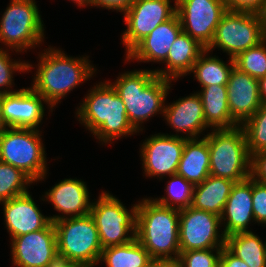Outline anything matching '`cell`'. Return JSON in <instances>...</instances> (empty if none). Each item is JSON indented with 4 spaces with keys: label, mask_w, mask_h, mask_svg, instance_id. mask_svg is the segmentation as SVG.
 Masks as SVG:
<instances>
[{
    "label": "cell",
    "mask_w": 266,
    "mask_h": 267,
    "mask_svg": "<svg viewBox=\"0 0 266 267\" xmlns=\"http://www.w3.org/2000/svg\"><path fill=\"white\" fill-rule=\"evenodd\" d=\"M89 91L77 108L76 116L96 139L109 144L119 137L137 133L127 118L123 100L109 81L98 83Z\"/></svg>",
    "instance_id": "obj_1"
},
{
    "label": "cell",
    "mask_w": 266,
    "mask_h": 267,
    "mask_svg": "<svg viewBox=\"0 0 266 267\" xmlns=\"http://www.w3.org/2000/svg\"><path fill=\"white\" fill-rule=\"evenodd\" d=\"M39 59L31 88L45 99L51 111L70 91L89 80L96 71L87 56L68 57L62 50L50 46L44 49Z\"/></svg>",
    "instance_id": "obj_2"
},
{
    "label": "cell",
    "mask_w": 266,
    "mask_h": 267,
    "mask_svg": "<svg viewBox=\"0 0 266 267\" xmlns=\"http://www.w3.org/2000/svg\"><path fill=\"white\" fill-rule=\"evenodd\" d=\"M172 80L157 76L154 70H134L120 74L111 85L123 100L132 127L142 131V123L164 114L165 99Z\"/></svg>",
    "instance_id": "obj_3"
},
{
    "label": "cell",
    "mask_w": 266,
    "mask_h": 267,
    "mask_svg": "<svg viewBox=\"0 0 266 267\" xmlns=\"http://www.w3.org/2000/svg\"><path fill=\"white\" fill-rule=\"evenodd\" d=\"M135 238L151 258H179V210L160 205L153 198L138 201Z\"/></svg>",
    "instance_id": "obj_4"
},
{
    "label": "cell",
    "mask_w": 266,
    "mask_h": 267,
    "mask_svg": "<svg viewBox=\"0 0 266 267\" xmlns=\"http://www.w3.org/2000/svg\"><path fill=\"white\" fill-rule=\"evenodd\" d=\"M54 223L60 263L94 267L103 250L93 217H68Z\"/></svg>",
    "instance_id": "obj_5"
},
{
    "label": "cell",
    "mask_w": 266,
    "mask_h": 267,
    "mask_svg": "<svg viewBox=\"0 0 266 267\" xmlns=\"http://www.w3.org/2000/svg\"><path fill=\"white\" fill-rule=\"evenodd\" d=\"M204 135L210 154V175L241 182L251 177V156L241 126L212 129Z\"/></svg>",
    "instance_id": "obj_6"
},
{
    "label": "cell",
    "mask_w": 266,
    "mask_h": 267,
    "mask_svg": "<svg viewBox=\"0 0 266 267\" xmlns=\"http://www.w3.org/2000/svg\"><path fill=\"white\" fill-rule=\"evenodd\" d=\"M39 129L7 127L0 133V161L20 169L34 183L47 174Z\"/></svg>",
    "instance_id": "obj_7"
},
{
    "label": "cell",
    "mask_w": 266,
    "mask_h": 267,
    "mask_svg": "<svg viewBox=\"0 0 266 267\" xmlns=\"http://www.w3.org/2000/svg\"><path fill=\"white\" fill-rule=\"evenodd\" d=\"M35 0H11L0 20V43L13 51L35 49L44 40V24Z\"/></svg>",
    "instance_id": "obj_8"
},
{
    "label": "cell",
    "mask_w": 266,
    "mask_h": 267,
    "mask_svg": "<svg viewBox=\"0 0 266 267\" xmlns=\"http://www.w3.org/2000/svg\"><path fill=\"white\" fill-rule=\"evenodd\" d=\"M137 205L128 210L118 198L105 191L92 202L90 215L98 229L102 248L124 245L135 239Z\"/></svg>",
    "instance_id": "obj_9"
},
{
    "label": "cell",
    "mask_w": 266,
    "mask_h": 267,
    "mask_svg": "<svg viewBox=\"0 0 266 267\" xmlns=\"http://www.w3.org/2000/svg\"><path fill=\"white\" fill-rule=\"evenodd\" d=\"M266 38V28L260 14L226 11L217 25L214 39L207 48H220L231 58L258 45Z\"/></svg>",
    "instance_id": "obj_10"
},
{
    "label": "cell",
    "mask_w": 266,
    "mask_h": 267,
    "mask_svg": "<svg viewBox=\"0 0 266 267\" xmlns=\"http://www.w3.org/2000/svg\"><path fill=\"white\" fill-rule=\"evenodd\" d=\"M221 219L192 206L179 210L180 253L188 250L223 248L226 237L220 234Z\"/></svg>",
    "instance_id": "obj_11"
},
{
    "label": "cell",
    "mask_w": 266,
    "mask_h": 267,
    "mask_svg": "<svg viewBox=\"0 0 266 267\" xmlns=\"http://www.w3.org/2000/svg\"><path fill=\"white\" fill-rule=\"evenodd\" d=\"M226 11L223 0H176V13L183 32L206 49L213 41L217 25Z\"/></svg>",
    "instance_id": "obj_12"
},
{
    "label": "cell",
    "mask_w": 266,
    "mask_h": 267,
    "mask_svg": "<svg viewBox=\"0 0 266 267\" xmlns=\"http://www.w3.org/2000/svg\"><path fill=\"white\" fill-rule=\"evenodd\" d=\"M135 0L123 14L127 29L122 34L126 55L159 24L176 14V0Z\"/></svg>",
    "instance_id": "obj_13"
},
{
    "label": "cell",
    "mask_w": 266,
    "mask_h": 267,
    "mask_svg": "<svg viewBox=\"0 0 266 267\" xmlns=\"http://www.w3.org/2000/svg\"><path fill=\"white\" fill-rule=\"evenodd\" d=\"M11 243L13 266L54 267L60 263L53 222L42 230L14 237Z\"/></svg>",
    "instance_id": "obj_14"
},
{
    "label": "cell",
    "mask_w": 266,
    "mask_h": 267,
    "mask_svg": "<svg viewBox=\"0 0 266 267\" xmlns=\"http://www.w3.org/2000/svg\"><path fill=\"white\" fill-rule=\"evenodd\" d=\"M186 138L174 134H154L141 145V159L146 177L177 174Z\"/></svg>",
    "instance_id": "obj_15"
},
{
    "label": "cell",
    "mask_w": 266,
    "mask_h": 267,
    "mask_svg": "<svg viewBox=\"0 0 266 267\" xmlns=\"http://www.w3.org/2000/svg\"><path fill=\"white\" fill-rule=\"evenodd\" d=\"M47 102L31 87L2 94V117L7 127L38 129Z\"/></svg>",
    "instance_id": "obj_16"
},
{
    "label": "cell",
    "mask_w": 266,
    "mask_h": 267,
    "mask_svg": "<svg viewBox=\"0 0 266 267\" xmlns=\"http://www.w3.org/2000/svg\"><path fill=\"white\" fill-rule=\"evenodd\" d=\"M89 197L86 182L65 178L48 190L44 199L41 200L49 201L54 206V210L63 214L49 217L51 222H55L63 218L82 217L90 214L92 202Z\"/></svg>",
    "instance_id": "obj_17"
},
{
    "label": "cell",
    "mask_w": 266,
    "mask_h": 267,
    "mask_svg": "<svg viewBox=\"0 0 266 267\" xmlns=\"http://www.w3.org/2000/svg\"><path fill=\"white\" fill-rule=\"evenodd\" d=\"M226 87L232 119L241 126L262 105L259 81L234 66Z\"/></svg>",
    "instance_id": "obj_18"
},
{
    "label": "cell",
    "mask_w": 266,
    "mask_h": 267,
    "mask_svg": "<svg viewBox=\"0 0 266 267\" xmlns=\"http://www.w3.org/2000/svg\"><path fill=\"white\" fill-rule=\"evenodd\" d=\"M1 203L11 239L42 230L51 222L48 216L41 213L29 191Z\"/></svg>",
    "instance_id": "obj_19"
},
{
    "label": "cell",
    "mask_w": 266,
    "mask_h": 267,
    "mask_svg": "<svg viewBox=\"0 0 266 267\" xmlns=\"http://www.w3.org/2000/svg\"><path fill=\"white\" fill-rule=\"evenodd\" d=\"M177 13L169 20L159 24L142 39L127 55L125 60L140 62H164L169 49L177 36L182 32Z\"/></svg>",
    "instance_id": "obj_20"
},
{
    "label": "cell",
    "mask_w": 266,
    "mask_h": 267,
    "mask_svg": "<svg viewBox=\"0 0 266 267\" xmlns=\"http://www.w3.org/2000/svg\"><path fill=\"white\" fill-rule=\"evenodd\" d=\"M164 119L167 124L175 129V136H180L178 132L186 134V139L199 138L206 128H210L205 121L203 104L198 93L179 98L169 105L165 104Z\"/></svg>",
    "instance_id": "obj_21"
},
{
    "label": "cell",
    "mask_w": 266,
    "mask_h": 267,
    "mask_svg": "<svg viewBox=\"0 0 266 267\" xmlns=\"http://www.w3.org/2000/svg\"><path fill=\"white\" fill-rule=\"evenodd\" d=\"M225 226V237L241 232H249L248 224L255 222L252 206V177L235 182L220 217Z\"/></svg>",
    "instance_id": "obj_22"
},
{
    "label": "cell",
    "mask_w": 266,
    "mask_h": 267,
    "mask_svg": "<svg viewBox=\"0 0 266 267\" xmlns=\"http://www.w3.org/2000/svg\"><path fill=\"white\" fill-rule=\"evenodd\" d=\"M205 50L203 45L182 31L172 43L167 59L163 62L166 68L154 71L157 76L175 81L189 74L194 63Z\"/></svg>",
    "instance_id": "obj_23"
},
{
    "label": "cell",
    "mask_w": 266,
    "mask_h": 267,
    "mask_svg": "<svg viewBox=\"0 0 266 267\" xmlns=\"http://www.w3.org/2000/svg\"><path fill=\"white\" fill-rule=\"evenodd\" d=\"M177 174L193 185L203 183L210 175V154L205 137L186 139Z\"/></svg>",
    "instance_id": "obj_24"
},
{
    "label": "cell",
    "mask_w": 266,
    "mask_h": 267,
    "mask_svg": "<svg viewBox=\"0 0 266 267\" xmlns=\"http://www.w3.org/2000/svg\"><path fill=\"white\" fill-rule=\"evenodd\" d=\"M203 104L206 124L211 129H231L239 126L231 116L226 85H209L197 92Z\"/></svg>",
    "instance_id": "obj_25"
},
{
    "label": "cell",
    "mask_w": 266,
    "mask_h": 267,
    "mask_svg": "<svg viewBox=\"0 0 266 267\" xmlns=\"http://www.w3.org/2000/svg\"><path fill=\"white\" fill-rule=\"evenodd\" d=\"M234 184L229 179L209 175L203 183L194 185L191 206L221 217Z\"/></svg>",
    "instance_id": "obj_26"
},
{
    "label": "cell",
    "mask_w": 266,
    "mask_h": 267,
    "mask_svg": "<svg viewBox=\"0 0 266 267\" xmlns=\"http://www.w3.org/2000/svg\"><path fill=\"white\" fill-rule=\"evenodd\" d=\"M225 247L249 267H266V241L251 230L227 236Z\"/></svg>",
    "instance_id": "obj_27"
},
{
    "label": "cell",
    "mask_w": 266,
    "mask_h": 267,
    "mask_svg": "<svg viewBox=\"0 0 266 267\" xmlns=\"http://www.w3.org/2000/svg\"><path fill=\"white\" fill-rule=\"evenodd\" d=\"M152 258L148 251L135 238L124 245L103 248L99 262L106 267H148Z\"/></svg>",
    "instance_id": "obj_28"
},
{
    "label": "cell",
    "mask_w": 266,
    "mask_h": 267,
    "mask_svg": "<svg viewBox=\"0 0 266 267\" xmlns=\"http://www.w3.org/2000/svg\"><path fill=\"white\" fill-rule=\"evenodd\" d=\"M208 53L209 51L206 49L194 63L189 73H194V77L202 88L213 84L226 85L235 66L234 59L229 57L230 62L226 64L223 60Z\"/></svg>",
    "instance_id": "obj_29"
},
{
    "label": "cell",
    "mask_w": 266,
    "mask_h": 267,
    "mask_svg": "<svg viewBox=\"0 0 266 267\" xmlns=\"http://www.w3.org/2000/svg\"><path fill=\"white\" fill-rule=\"evenodd\" d=\"M170 179V181H167L168 183L165 189L167 196L153 200L160 205L177 210L191 206L194 185L178 174L171 175Z\"/></svg>",
    "instance_id": "obj_30"
},
{
    "label": "cell",
    "mask_w": 266,
    "mask_h": 267,
    "mask_svg": "<svg viewBox=\"0 0 266 267\" xmlns=\"http://www.w3.org/2000/svg\"><path fill=\"white\" fill-rule=\"evenodd\" d=\"M32 183L20 169L0 161V203L28 192Z\"/></svg>",
    "instance_id": "obj_31"
},
{
    "label": "cell",
    "mask_w": 266,
    "mask_h": 267,
    "mask_svg": "<svg viewBox=\"0 0 266 267\" xmlns=\"http://www.w3.org/2000/svg\"><path fill=\"white\" fill-rule=\"evenodd\" d=\"M241 127L246 136L250 156L266 151V103H262Z\"/></svg>",
    "instance_id": "obj_32"
},
{
    "label": "cell",
    "mask_w": 266,
    "mask_h": 267,
    "mask_svg": "<svg viewBox=\"0 0 266 267\" xmlns=\"http://www.w3.org/2000/svg\"><path fill=\"white\" fill-rule=\"evenodd\" d=\"M235 67L255 79L266 75V38L258 45L239 53L234 58Z\"/></svg>",
    "instance_id": "obj_33"
},
{
    "label": "cell",
    "mask_w": 266,
    "mask_h": 267,
    "mask_svg": "<svg viewBox=\"0 0 266 267\" xmlns=\"http://www.w3.org/2000/svg\"><path fill=\"white\" fill-rule=\"evenodd\" d=\"M9 55V51L7 49L3 50L0 48V94L16 92L15 90L13 91L10 89L13 86L12 84H14L13 74L16 71L28 72L33 68L32 64L28 63V61H13L10 59L11 57Z\"/></svg>",
    "instance_id": "obj_34"
},
{
    "label": "cell",
    "mask_w": 266,
    "mask_h": 267,
    "mask_svg": "<svg viewBox=\"0 0 266 267\" xmlns=\"http://www.w3.org/2000/svg\"><path fill=\"white\" fill-rule=\"evenodd\" d=\"M221 252L222 248L188 250L181 252L179 259L183 267H219Z\"/></svg>",
    "instance_id": "obj_35"
},
{
    "label": "cell",
    "mask_w": 266,
    "mask_h": 267,
    "mask_svg": "<svg viewBox=\"0 0 266 267\" xmlns=\"http://www.w3.org/2000/svg\"><path fill=\"white\" fill-rule=\"evenodd\" d=\"M253 216L258 224L266 225V184L252 178Z\"/></svg>",
    "instance_id": "obj_36"
},
{
    "label": "cell",
    "mask_w": 266,
    "mask_h": 267,
    "mask_svg": "<svg viewBox=\"0 0 266 267\" xmlns=\"http://www.w3.org/2000/svg\"><path fill=\"white\" fill-rule=\"evenodd\" d=\"M228 11L260 14L265 0H223Z\"/></svg>",
    "instance_id": "obj_37"
},
{
    "label": "cell",
    "mask_w": 266,
    "mask_h": 267,
    "mask_svg": "<svg viewBox=\"0 0 266 267\" xmlns=\"http://www.w3.org/2000/svg\"><path fill=\"white\" fill-rule=\"evenodd\" d=\"M251 177L266 184V151L251 156Z\"/></svg>",
    "instance_id": "obj_38"
},
{
    "label": "cell",
    "mask_w": 266,
    "mask_h": 267,
    "mask_svg": "<svg viewBox=\"0 0 266 267\" xmlns=\"http://www.w3.org/2000/svg\"><path fill=\"white\" fill-rule=\"evenodd\" d=\"M135 0H91V6L102 7L108 10H116L123 14L129 9Z\"/></svg>",
    "instance_id": "obj_39"
},
{
    "label": "cell",
    "mask_w": 266,
    "mask_h": 267,
    "mask_svg": "<svg viewBox=\"0 0 266 267\" xmlns=\"http://www.w3.org/2000/svg\"><path fill=\"white\" fill-rule=\"evenodd\" d=\"M219 267H249L243 260L232 254L225 246L220 255Z\"/></svg>",
    "instance_id": "obj_40"
},
{
    "label": "cell",
    "mask_w": 266,
    "mask_h": 267,
    "mask_svg": "<svg viewBox=\"0 0 266 267\" xmlns=\"http://www.w3.org/2000/svg\"><path fill=\"white\" fill-rule=\"evenodd\" d=\"M179 258H152L148 267H180Z\"/></svg>",
    "instance_id": "obj_41"
},
{
    "label": "cell",
    "mask_w": 266,
    "mask_h": 267,
    "mask_svg": "<svg viewBox=\"0 0 266 267\" xmlns=\"http://www.w3.org/2000/svg\"><path fill=\"white\" fill-rule=\"evenodd\" d=\"M259 96L262 103H266V75L259 80Z\"/></svg>",
    "instance_id": "obj_42"
},
{
    "label": "cell",
    "mask_w": 266,
    "mask_h": 267,
    "mask_svg": "<svg viewBox=\"0 0 266 267\" xmlns=\"http://www.w3.org/2000/svg\"><path fill=\"white\" fill-rule=\"evenodd\" d=\"M6 128L7 126L2 117V94H0V133Z\"/></svg>",
    "instance_id": "obj_43"
},
{
    "label": "cell",
    "mask_w": 266,
    "mask_h": 267,
    "mask_svg": "<svg viewBox=\"0 0 266 267\" xmlns=\"http://www.w3.org/2000/svg\"><path fill=\"white\" fill-rule=\"evenodd\" d=\"M74 3H76L78 6L85 7V6H91V0H71Z\"/></svg>",
    "instance_id": "obj_44"
},
{
    "label": "cell",
    "mask_w": 266,
    "mask_h": 267,
    "mask_svg": "<svg viewBox=\"0 0 266 267\" xmlns=\"http://www.w3.org/2000/svg\"><path fill=\"white\" fill-rule=\"evenodd\" d=\"M260 17H261V20L264 24V27L266 28V0H265L264 8H263L262 12L260 13Z\"/></svg>",
    "instance_id": "obj_45"
},
{
    "label": "cell",
    "mask_w": 266,
    "mask_h": 267,
    "mask_svg": "<svg viewBox=\"0 0 266 267\" xmlns=\"http://www.w3.org/2000/svg\"><path fill=\"white\" fill-rule=\"evenodd\" d=\"M54 267H83V266L73 265V264L59 263L58 265H56Z\"/></svg>",
    "instance_id": "obj_46"
}]
</instances>
